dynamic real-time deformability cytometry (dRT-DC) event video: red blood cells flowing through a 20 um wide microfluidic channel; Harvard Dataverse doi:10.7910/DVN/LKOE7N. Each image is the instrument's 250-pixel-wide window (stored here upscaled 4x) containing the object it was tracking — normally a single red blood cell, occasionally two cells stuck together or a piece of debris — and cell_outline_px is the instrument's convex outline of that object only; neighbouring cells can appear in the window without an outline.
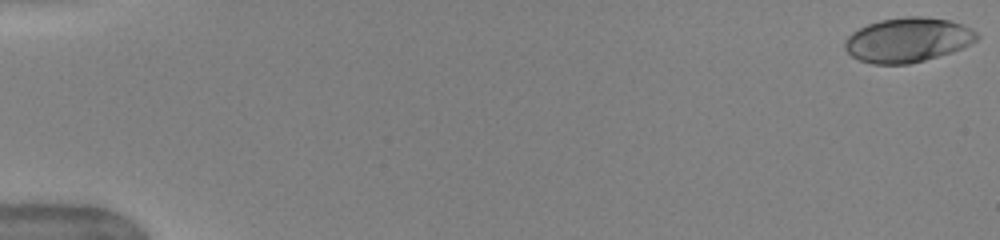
{"species": "human", "species_latin": "Homo sapiens", "temperature_condition": "warm", "stored_images_in_passage": 51, "camera_frame_rate_fps": 3000, "um_per_image_px": 0.085, "donor": {"sex": "female"}, "frame": {"image": 1, "passage_image": 1, "time_ms": 0.0, "image_size_px": [1000, 240], "cell_outline_px": [[980, 36], [976, 40], [960, 48], [924, 60], [908, 64], [872, 64], [860, 60], [852, 56], [844, 48], [844, 44], [848, 36], [852, 32], [868, 24], [880, 20], [908, 16], [924, 16], [948, 20], [960, 24], [976, 32]], "centroid_in_image_um": [77.11, 3.39], "position_along_channel_um": 7.9, "area_um2": 33.76}}
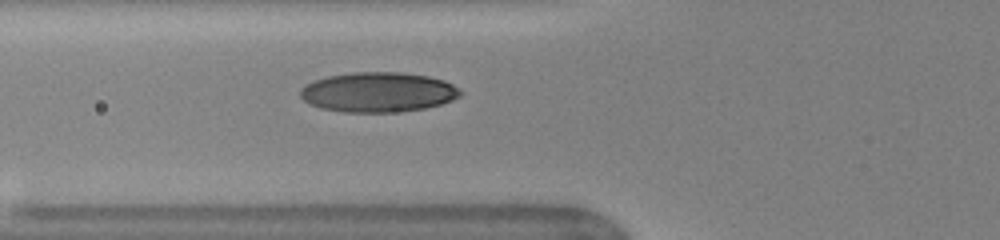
{"frame": {"image": 2, "passage_image": 20, "time_ms": 6.333, "image_size_px": [1000, 240], "cell_outline_px": [[464, 92], [460, 96], [452, 100], [440, 104], [424, 108], [392, 112], [344, 112], [320, 108], [304, 100], [300, 96], [300, 88], [316, 80], [328, 76], [352, 72], [400, 72], [428, 76], [444, 80], [452, 84]], "centroid_in_image_um": [32.16, 7.83], "position_along_channel_um": 93.6, "area_um2": 37.05}}
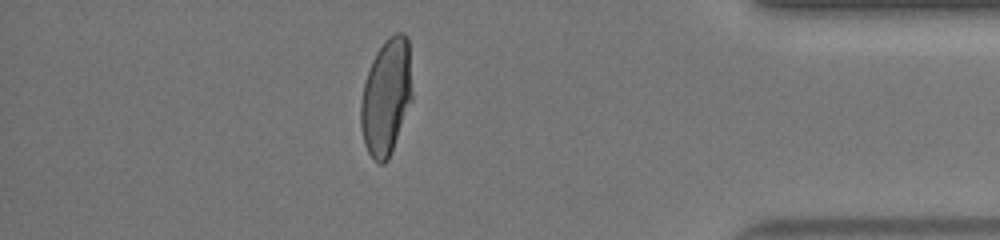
{"frame": {"image": 3, "passage_image": 45, "time_ms": 14.667, "image_size_px": [1000, 240], "cell_outline_px": [[412, 100], [388, 160], [384, 164], [380, 164], [368, 152], [364, 144], [360, 124], [360, 104], [364, 84], [372, 60], [376, 52], [384, 40], [388, 36], [396, 32], [404, 32], [408, 36], [412, 92]], "centroid_in_image_um": [32.83, 8.2], "position_along_channel_um": 402.4, "area_um2": 34.91}, "authors_computed_cell_mechanics": {"area_um2": 35.2002, "velocity_mm_per_s": 4.0492, "shape_relaxation_time_tau1_ms": 4.4686, "shape_relaxation_time_tau2_ms": null, "deformation_change_tau1": 0.2125, "deformation_change_tau2": null}}